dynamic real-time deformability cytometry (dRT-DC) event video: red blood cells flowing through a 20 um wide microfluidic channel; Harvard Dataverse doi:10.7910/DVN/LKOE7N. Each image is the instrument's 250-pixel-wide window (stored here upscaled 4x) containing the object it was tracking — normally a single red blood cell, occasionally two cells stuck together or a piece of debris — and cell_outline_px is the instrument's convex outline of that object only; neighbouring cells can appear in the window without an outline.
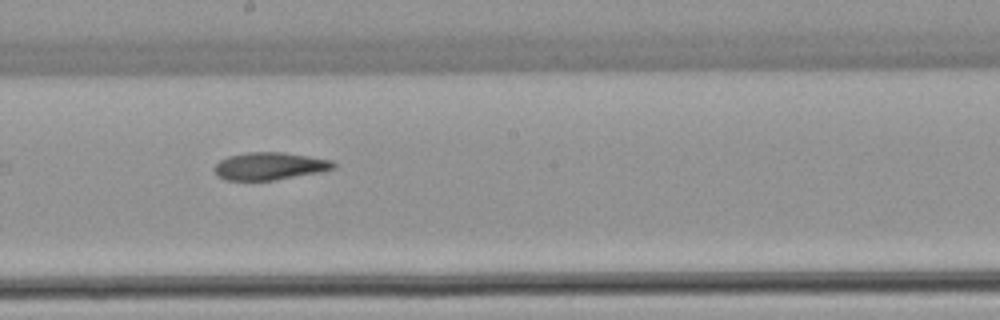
{"species": "common noctule bat (a hibernating species)", "species_latin": "Nyctalus noctula", "temperature_condition": "warm", "stored_images_in_passage": 7, "camera_frame_rate_fps": 3000, "um_per_image_px": 0.085, "animal": {"sex": "female", "body_mass_g": 22.7, "forearm_length_mm": 54.2}, "frame": {"image": 1, "passage_image": 6, "time_ms": 1.667, "image_size_px": [1000, 320], "cell_outline_px": [[336, 168], [324, 172], [272, 180], [224, 180], [216, 176], [212, 168], [220, 160], [228, 156], [248, 152], [284, 152], [332, 160], [336, 164]], "centroid_in_image_um": [22.92, 14.12], "position_along_channel_um": 225.3, "area_um2": 19.36}}